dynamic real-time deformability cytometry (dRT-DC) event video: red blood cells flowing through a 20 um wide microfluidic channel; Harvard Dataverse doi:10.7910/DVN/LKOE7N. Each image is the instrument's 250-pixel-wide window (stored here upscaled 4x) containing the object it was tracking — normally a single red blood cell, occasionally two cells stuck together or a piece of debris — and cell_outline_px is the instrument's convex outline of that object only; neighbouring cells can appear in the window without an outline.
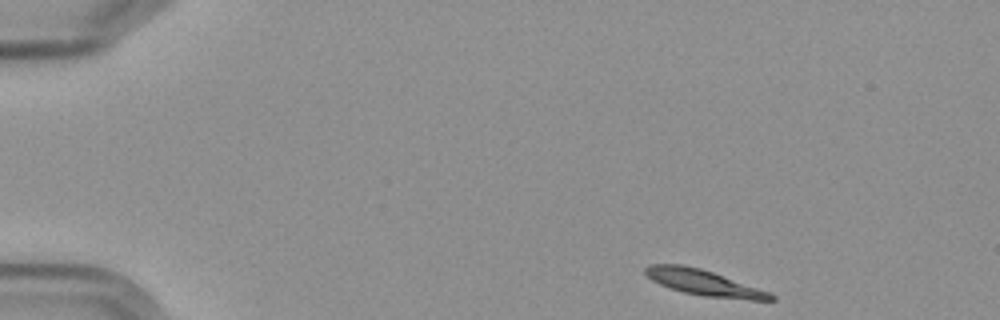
{"species": "Egyptian fruit bat (a non-hibernating species)", "species_latin": "Rousettus aegyptiacus", "temperature_condition": "cold", "stored_images_in_passage": 5, "camera_frame_rate_fps": 3000, "um_per_image_px": 0.085, "frame": {"image": 1, "passage_image": 1, "time_ms": 0.0, "image_size_px": [1000, 320], "cell_outline_px": [[776, 300], [752, 300], [704, 296], [684, 292], [668, 288], [652, 280], [644, 272], [644, 268], [652, 264], [680, 264], [700, 268], [712, 272], [768, 292], [776, 296]], "centroid_in_image_um": [59.79, 24.03], "position_along_channel_um": 25.2, "area_um2": 18.44}}
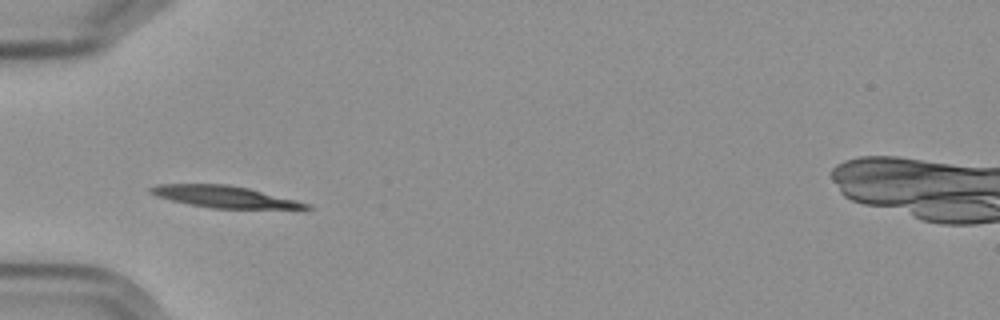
{"frame": {"image": 2, "passage_image": 4, "time_ms": 3.667, "image_size_px": [1000, 320], "cell_outline_px": [[312, 208], [212, 208], [188, 204], [156, 196], [148, 192], [148, 188], [156, 184], [228, 184], [248, 188], [296, 200], [308, 204]], "centroid_in_image_um": [18.97, 16.7], "position_along_channel_um": 66.0, "area_um2": 19.36}}
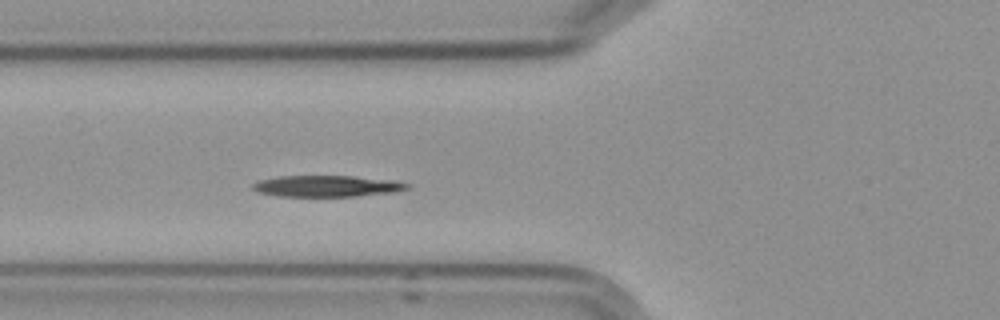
{"frame": {"image": 3, "passage_image": 5, "time_ms": 4.667, "image_size_px": [1000, 320], "cell_outline_px": [[408, 188], [396, 192], [356, 196], [276, 196], [256, 192], [252, 188], [252, 184], [260, 180], [280, 176], [352, 176], [396, 180], [408, 184]], "centroid_in_image_um": [27.78, 15.82], "position_along_channel_um": 98.0, "area_um2": 19.19}}